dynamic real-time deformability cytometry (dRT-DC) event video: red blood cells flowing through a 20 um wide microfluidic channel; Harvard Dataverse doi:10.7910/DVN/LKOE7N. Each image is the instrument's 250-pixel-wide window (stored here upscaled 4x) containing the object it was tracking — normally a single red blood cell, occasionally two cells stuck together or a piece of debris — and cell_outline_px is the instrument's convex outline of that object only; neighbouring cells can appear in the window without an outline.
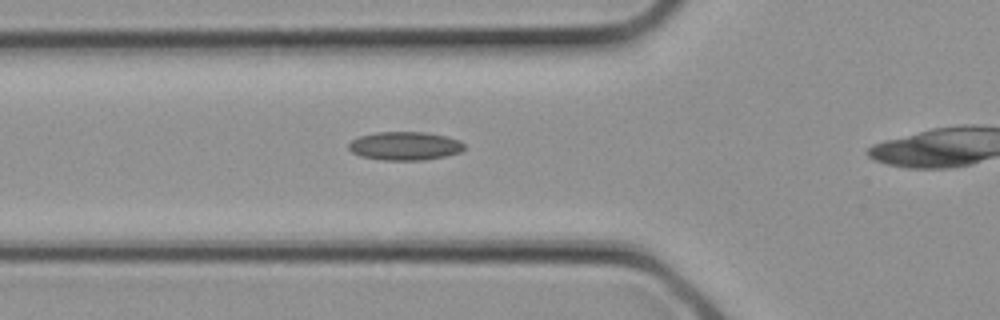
{"species": "common noctule bat (a hibernating species)", "species_latin": "Nyctalus noctula", "temperature_condition": "cold", "stored_images_in_passage": 7, "camera_frame_rate_fps": 3000, "um_per_image_px": 0.085, "animal": {"sex": "female", "body_mass_g": 21.9}, "frame": {"image": 1, "passage_image": 4, "time_ms": 1.0, "image_size_px": [1000, 320], "cell_outline_px": [[464, 148], [460, 152], [444, 156], [424, 160], [380, 160], [360, 156], [352, 152], [348, 148], [348, 144], [352, 140], [360, 136], [376, 132], [424, 132], [448, 136], [460, 140], [464, 144]], "centroid_in_image_um": [34.41, 12.4], "position_along_channel_um": 91.4, "area_um2": 19.25}}
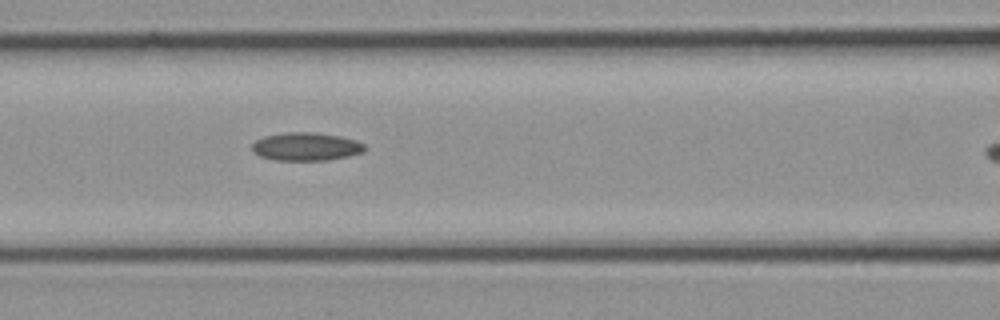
{"frame": {"image": 2, "passage_image": 6, "time_ms": 1.667, "image_size_px": [1000, 320], "cell_outline_px": [[364, 152], [348, 156], [328, 160], [272, 160], [260, 156], [252, 152], [252, 144], [256, 140], [264, 136], [288, 132], [316, 132], [340, 136], [356, 140], [364, 144]], "centroid_in_image_um": [26.0, 12.46], "position_along_channel_um": 140.6, "area_um2": 18.55}}